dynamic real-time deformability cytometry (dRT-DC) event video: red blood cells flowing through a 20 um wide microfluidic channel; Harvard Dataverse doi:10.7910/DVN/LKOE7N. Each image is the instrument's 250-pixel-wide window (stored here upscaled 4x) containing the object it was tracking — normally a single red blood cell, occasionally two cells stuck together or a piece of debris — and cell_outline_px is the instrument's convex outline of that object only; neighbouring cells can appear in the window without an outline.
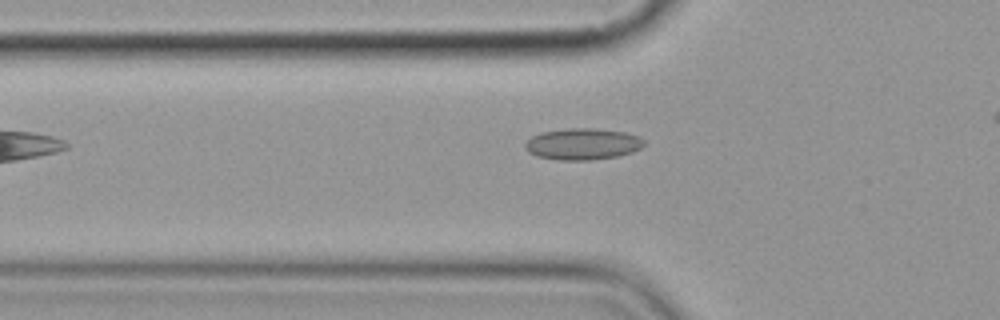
{"species": "common noctule bat (a hibernating species)", "species_latin": "Nyctalus noctula", "temperature_condition": "cold", "stored_images_in_passage": 5, "camera_frame_rate_fps": 3000, "um_per_image_px": 0.085, "animal": {"sex": "female", "body_mass_g": 19.9}, "frame": {"image": 1, "passage_image": 5, "time_ms": 5.667, "image_size_px": [1000, 320], "cell_outline_px": [[644, 144], [640, 148], [632, 152], [616, 156], [592, 160], [560, 160], [536, 156], [528, 152], [524, 148], [524, 144], [532, 136], [540, 132], [568, 128], [596, 128], [624, 132], [640, 136], [644, 140]], "centroid_in_image_um": [49.51, 12.23], "position_along_channel_um": 76.3, "area_um2": 21.91}}